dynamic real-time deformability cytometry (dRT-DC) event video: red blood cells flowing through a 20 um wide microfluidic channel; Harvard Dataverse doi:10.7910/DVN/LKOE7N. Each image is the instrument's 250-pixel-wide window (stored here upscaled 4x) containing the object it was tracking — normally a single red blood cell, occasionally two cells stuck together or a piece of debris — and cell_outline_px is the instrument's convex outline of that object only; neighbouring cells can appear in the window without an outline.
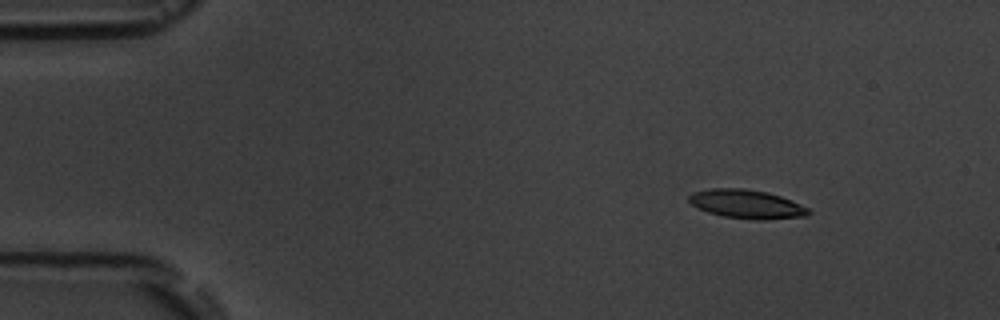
{"species": "common noctule bat (a hibernating species)", "species_latin": "Nyctalus noctula", "temperature_condition": "room temperature", "stored_images_in_passage": 6, "camera_frame_rate_fps": 3000, "um_per_image_px": 0.085, "animal": {"sex": "male", "body_mass_g": 19.5, "forearm_length_mm": 54.6}, "frame": {"image": 1, "passage_image": 3, "time_ms": 2.333, "image_size_px": [1000, 320], "cell_outline_px": [[812, 212], [808, 216], [764, 220], [752, 220], [724, 216], [708, 212], [696, 208], [688, 200], [688, 196], [692, 192], [712, 188], [744, 188], [768, 192], [780, 196], [800, 204], [808, 208]], "centroid_in_image_um": [63.46, 17.35], "position_along_channel_um": 21.5, "area_um2": 20.23}}
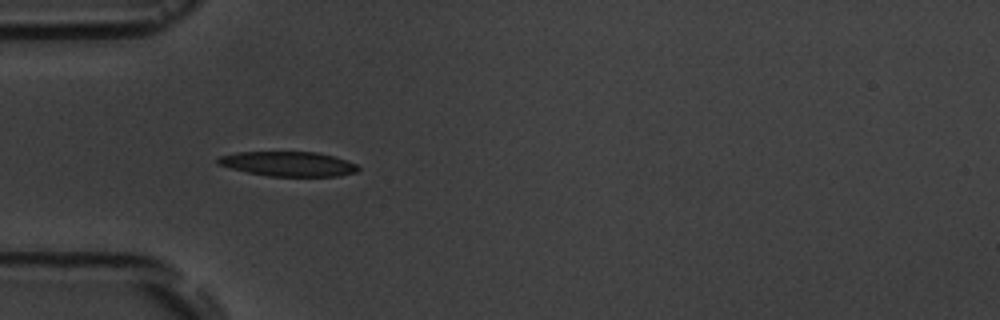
{"frame": {"image": 2, "passage_image": 6, "time_ms": 5.667, "image_size_px": [1000, 320], "cell_outline_px": [[360, 168], [356, 172], [340, 176], [268, 176], [248, 172], [216, 164], [216, 160], [220, 156], [236, 152], [316, 152], [332, 156], [356, 164]], "centroid_in_image_um": [24.48, 13.93], "position_along_channel_um": 60.5, "area_um2": 20.0}}